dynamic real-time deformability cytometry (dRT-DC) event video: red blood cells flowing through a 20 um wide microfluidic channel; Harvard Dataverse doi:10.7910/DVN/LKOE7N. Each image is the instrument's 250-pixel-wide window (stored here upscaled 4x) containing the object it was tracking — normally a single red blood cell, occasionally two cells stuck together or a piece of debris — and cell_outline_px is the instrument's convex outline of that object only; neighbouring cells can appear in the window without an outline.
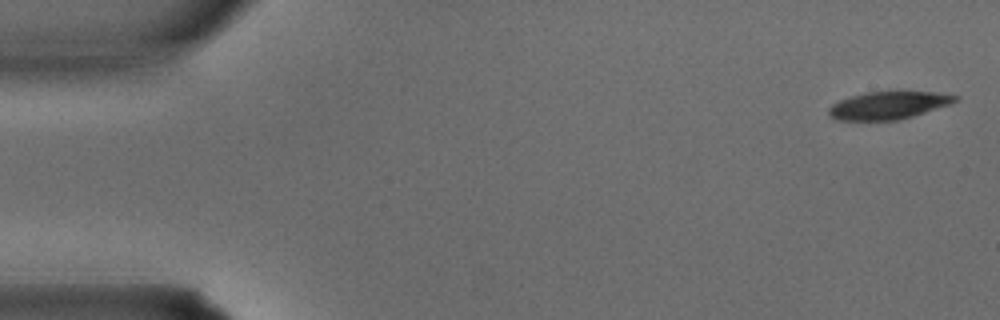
{"species": "common noctule bat (a hibernating species)", "species_latin": "Nyctalus noctula", "temperature_condition": "warm", "stored_images_in_passage": 34, "camera_frame_rate_fps": 3000, "um_per_image_px": 0.085, "animal": {"sex": "male", "body_mass_g": 15.6}, "frame": {"image": 1, "passage_image": 1, "time_ms": 0.0, "image_size_px": [1000, 320], "cell_outline_px": [[960, 100], [900, 120], [836, 120], [828, 116], [828, 108], [832, 104], [840, 100], [852, 96], [868, 92], [932, 92], [960, 96]], "centroid_in_image_um": [75.48, 8.96], "position_along_channel_um": 9.5, "area_um2": 20.11}}
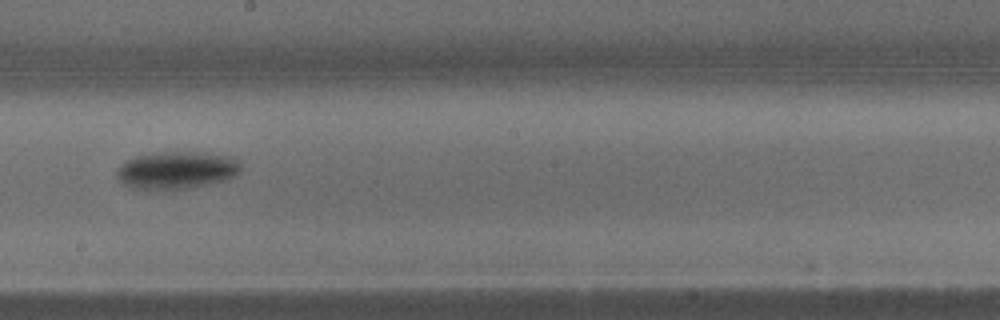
{"frame": {"image": 2, "passage_image": 19, "time_ms": 6.0, "image_size_px": [1000, 320], "cell_outline_px": [[240, 172], [228, 180], [188, 188], [132, 188], [124, 184], [116, 176], [116, 172], [120, 164], [136, 156], [156, 152], [196, 152], [232, 156], [240, 164]], "centroid_in_image_um": [15.03, 14.45], "position_along_channel_um": 233.2, "area_um2": 26.82}}
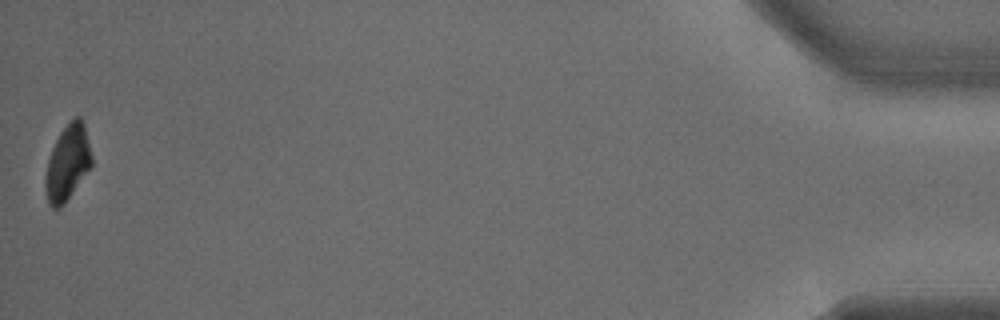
{"frame": {"image": 3, "passage_image": 34, "time_ms": 11.0, "image_size_px": [1000, 320], "cell_outline_px": [[92, 168], [64, 204], [60, 208], [52, 208], [48, 204], [44, 184], [44, 180], [48, 160], [52, 148], [60, 132], [76, 116], [80, 116], [84, 124], [92, 156]], "centroid_in_image_um": [5.75, 13.88], "position_along_channel_um": 429.5, "area_um2": 20.46}}